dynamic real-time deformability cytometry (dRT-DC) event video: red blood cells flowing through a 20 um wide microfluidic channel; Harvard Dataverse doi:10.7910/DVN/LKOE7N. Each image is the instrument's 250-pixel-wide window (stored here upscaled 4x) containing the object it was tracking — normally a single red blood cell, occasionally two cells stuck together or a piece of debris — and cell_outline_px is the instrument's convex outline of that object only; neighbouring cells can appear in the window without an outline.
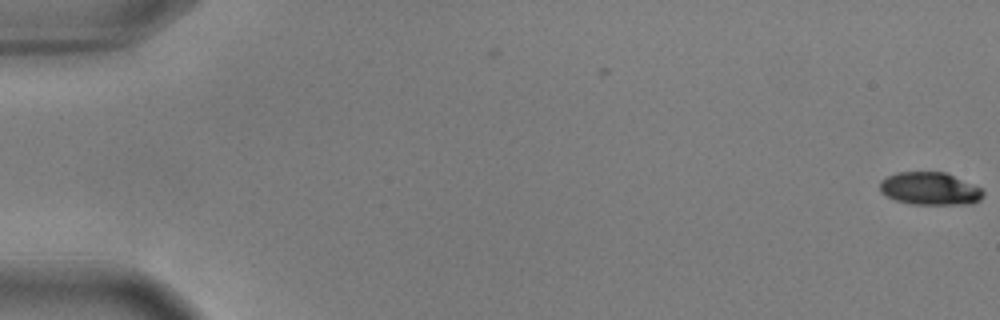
{"species": "common noctule bat (a hibernating species)", "species_latin": "Nyctalus noctula", "temperature_condition": "warm", "stored_images_in_passage": 16, "camera_frame_rate_fps": 3000, "um_per_image_px": 0.085, "animal": {"sex": "male", "body_mass_g": 17.9, "forearm_length_mm": 54.2}, "frame": {"image": 1, "passage_image": 1, "time_ms": 0.0, "image_size_px": [1000, 320], "cell_outline_px": [[984, 196], [980, 200], [972, 204], [912, 204], [896, 200], [880, 192], [880, 180], [896, 172], [944, 172], [984, 188]], "centroid_in_image_um": [79.08, 16.03], "position_along_channel_um": 5.9, "area_um2": 19.83}}
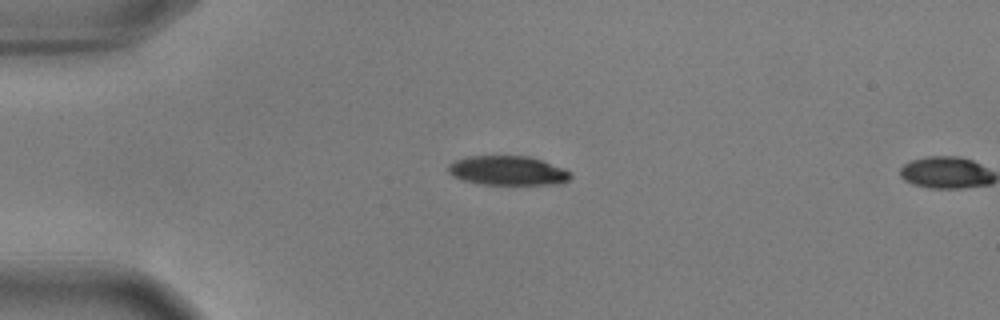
{"frame": {"image": 2, "passage_image": 15, "time_ms": 4.667, "image_size_px": [1000, 320], "cell_outline_px": [[572, 176], [564, 184], [480, 184], [464, 180], [452, 176], [448, 172], [448, 164], [456, 160], [468, 156], [528, 156], [564, 168], [572, 172]], "centroid_in_image_um": [43.17, 14.5], "position_along_channel_um": 41.8, "area_um2": 20.92}}